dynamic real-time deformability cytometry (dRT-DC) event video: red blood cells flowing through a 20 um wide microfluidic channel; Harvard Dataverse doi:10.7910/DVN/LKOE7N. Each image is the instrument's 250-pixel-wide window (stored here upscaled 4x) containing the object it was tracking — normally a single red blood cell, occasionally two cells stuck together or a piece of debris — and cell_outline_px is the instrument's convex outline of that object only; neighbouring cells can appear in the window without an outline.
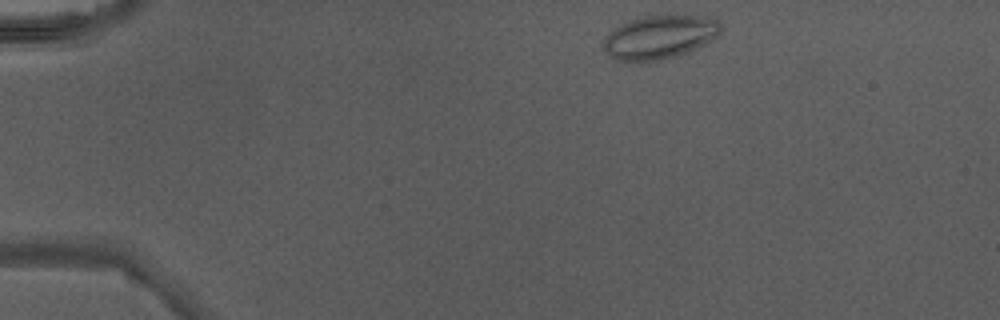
{"species": "Egyptian fruit bat (a non-hibernating species)", "species_latin": "Rousettus aegyptiacus", "temperature_condition": "warm", "stored_images_in_passage": 39, "camera_frame_rate_fps": 3000, "um_per_image_px": 0.085, "animal": {"sex": "male"}, "frame": {"image": 1, "passage_image": 1, "time_ms": 0.0, "image_size_px": [1000, 320], "cell_outline_px": [[720, 32], [716, 36], [704, 44], [688, 52], [648, 64], [616, 60], [608, 56], [604, 48], [604, 40], [616, 28], [632, 20], [644, 16], [716, 16], [720, 24]], "centroid_in_image_um": [56.08, 3.19], "position_along_channel_um": 28.9, "area_um2": 29.77}}
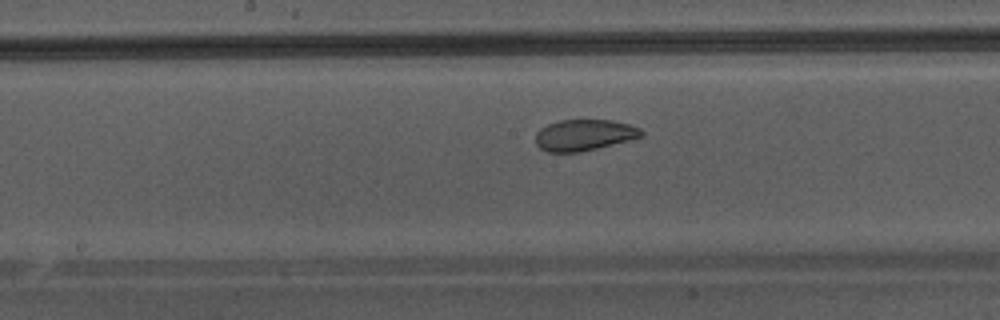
{"frame": {"image": 2, "passage_image": 18, "time_ms": 5.667, "image_size_px": [1000, 320], "cell_outline_px": [[644, 136], [580, 152], [548, 152], [540, 148], [536, 144], [536, 132], [540, 128], [548, 124], [560, 120], [612, 120], [628, 124], [640, 128], [644, 132]], "centroid_in_image_um": [49.64, 11.47], "position_along_channel_um": 198.6, "area_um2": 19.13}}
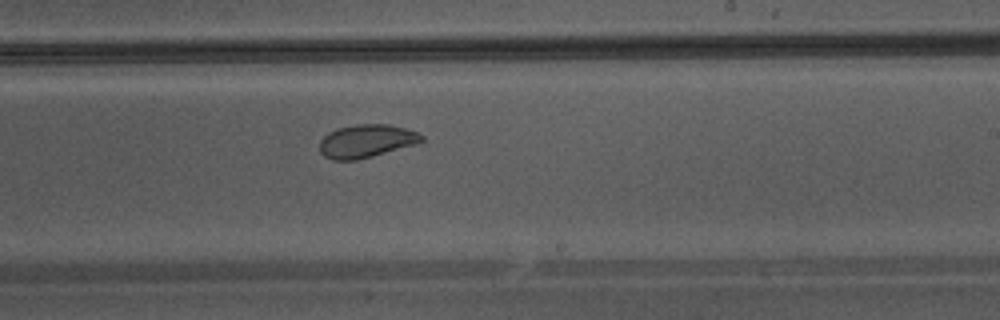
{"frame": {"image": 3, "passage_image": 22, "time_ms": 7.0, "image_size_px": [1000, 320], "cell_outline_px": [[424, 140], [416, 144], [372, 156], [356, 160], [332, 160], [324, 156], [320, 152], [320, 140], [328, 132], [336, 128], [356, 124], [388, 124], [404, 128], [416, 132], [424, 136]], "centroid_in_image_um": [31.11, 11.98], "position_along_channel_um": 257.9, "area_um2": 19.65}}